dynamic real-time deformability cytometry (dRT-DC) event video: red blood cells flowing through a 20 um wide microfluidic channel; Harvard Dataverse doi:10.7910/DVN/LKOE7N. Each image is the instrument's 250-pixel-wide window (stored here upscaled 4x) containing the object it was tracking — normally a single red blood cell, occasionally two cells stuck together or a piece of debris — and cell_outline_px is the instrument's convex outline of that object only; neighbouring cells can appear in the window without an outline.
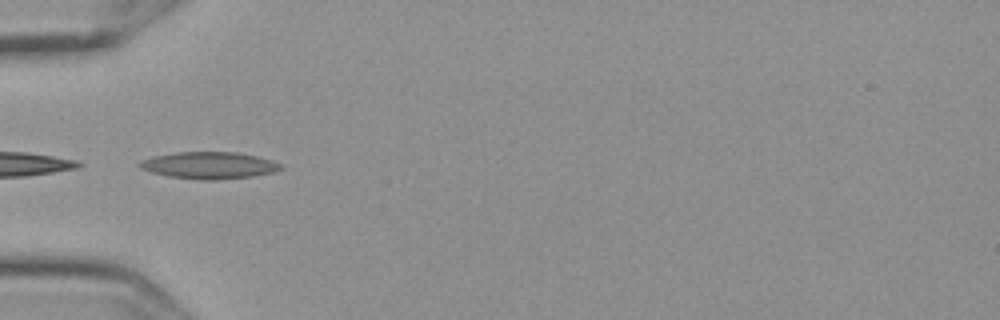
{"species": "Egyptian fruit bat (a non-hibernating species)", "species_latin": "Rousettus aegyptiacus", "temperature_condition": "cold", "stored_images_in_passage": 25, "camera_frame_rate_fps": 3000, "um_per_image_px": 0.085, "frame": {"image": 1, "passage_image": 1, "time_ms": 0.0, "image_size_px": [1000, 320], "cell_outline_px": [[284, 168], [272, 172], [252, 176], [212, 180], [200, 180], [168, 176], [152, 172], [140, 168], [136, 164], [140, 160], [152, 156], [176, 152], [236, 152], [256, 156], [272, 160], [284, 164]], "centroid_in_image_um": [17.76, 14.05], "position_along_channel_um": 67.2, "area_um2": 22.2}}
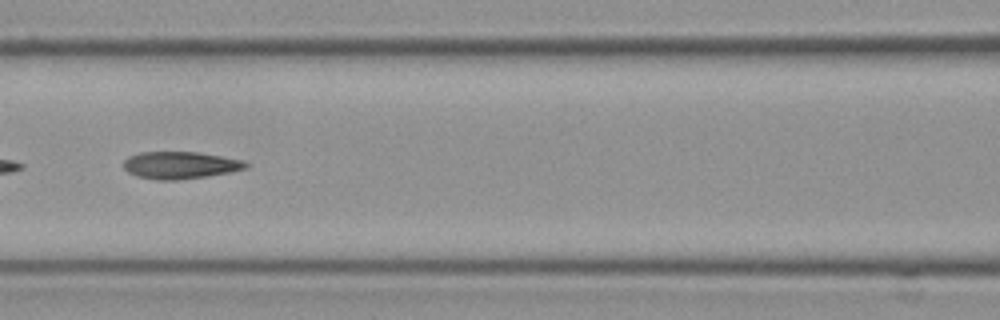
{"frame": {"image": 2, "passage_image": 8, "time_ms": 2.333, "image_size_px": [1000, 320], "cell_outline_px": [[248, 164], [244, 168], [228, 172], [204, 176], [176, 180], [156, 180], [136, 176], [128, 172], [124, 168], [124, 160], [128, 156], [140, 152], [196, 152], [220, 156], [240, 160]], "centroid_in_image_um": [15.22, 14.04], "position_along_channel_um": 151.4, "area_um2": 19.02}}
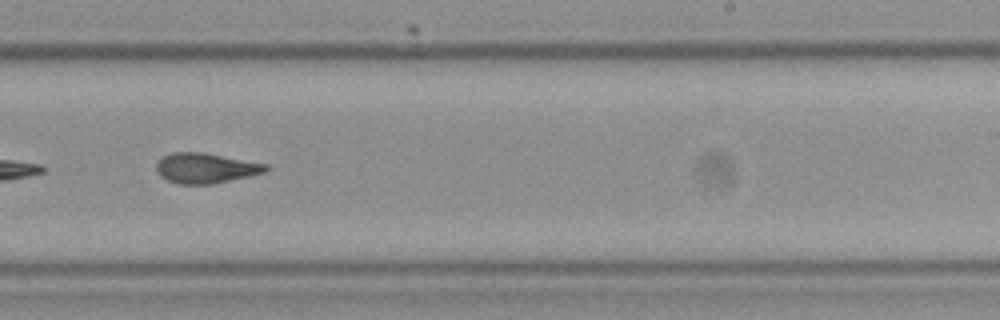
{"frame": {"image": 3, "passage_image": 18, "time_ms": 5.667, "image_size_px": [1000, 320], "cell_outline_px": [[272, 168], [268, 172], [212, 184], [180, 184], [168, 180], [160, 176], [156, 168], [156, 164], [164, 156], [172, 152], [200, 152], [268, 164]], "centroid_in_image_um": [17.53, 14.29], "position_along_channel_um": 271.5, "area_um2": 19.19}}